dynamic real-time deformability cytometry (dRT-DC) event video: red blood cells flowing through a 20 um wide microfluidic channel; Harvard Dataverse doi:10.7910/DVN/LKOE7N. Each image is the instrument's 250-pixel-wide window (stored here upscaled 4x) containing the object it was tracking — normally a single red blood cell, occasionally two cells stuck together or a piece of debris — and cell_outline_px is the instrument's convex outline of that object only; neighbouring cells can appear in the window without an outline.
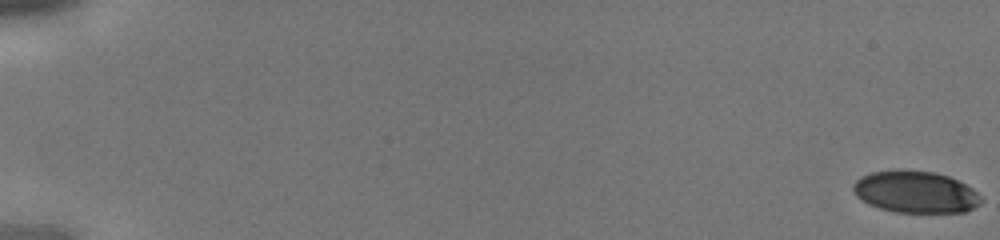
{"species": "human", "species_latin": "Homo sapiens", "temperature_condition": "cold", "stored_images_in_passage": 44, "camera_frame_rate_fps": 3000, "um_per_image_px": 0.085, "donor": {"sex": "male"}, "frame": {"image": 1, "passage_image": 1, "time_ms": 0.0, "image_size_px": [1000, 240], "cell_outline_px": [[984, 200], [980, 204], [964, 212], [896, 212], [880, 208], [868, 204], [856, 196], [852, 188], [852, 184], [860, 176], [872, 172], [900, 168], [932, 172], [948, 176], [972, 188]], "centroid_in_image_um": [77.78, 16.3], "position_along_channel_um": 7.2, "area_um2": 31.39}}
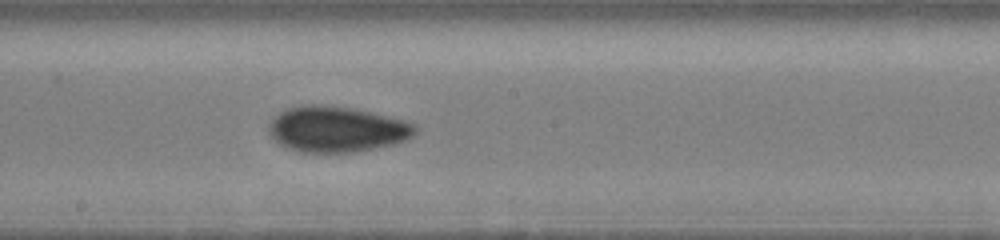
{"frame": {"image": 2, "passage_image": 26, "time_ms": 8.333, "image_size_px": [1000, 240], "cell_outline_px": [[416, 136], [408, 140], [376, 148], [352, 152], [300, 152], [284, 148], [268, 132], [268, 124], [280, 112], [288, 108], [304, 104], [316, 104], [352, 108], [416, 124]], "centroid_in_image_um": [28.6, 10.99], "position_along_channel_um": 219.6, "area_um2": 38.84}}
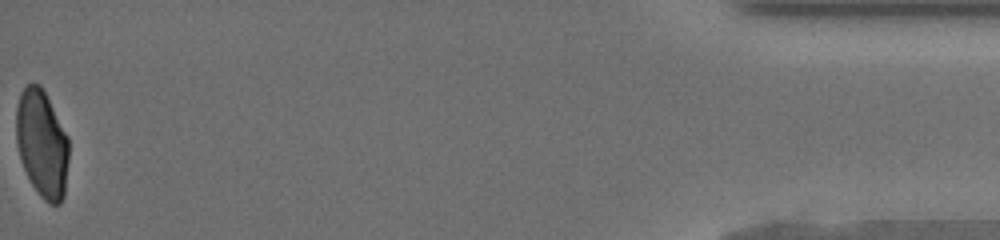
{"frame": {"image": 3, "passage_image": 44, "time_ms": 14.333, "image_size_px": [1000, 240], "cell_outline_px": [[68, 160], [64, 196], [60, 204], [48, 204], [40, 196], [32, 184], [20, 160], [16, 144], [16, 108], [20, 92], [28, 84], [40, 84], [68, 136]], "centroid_in_image_um": [3.56, 12.23], "position_along_channel_um": 431.6, "area_um2": 32.95}}